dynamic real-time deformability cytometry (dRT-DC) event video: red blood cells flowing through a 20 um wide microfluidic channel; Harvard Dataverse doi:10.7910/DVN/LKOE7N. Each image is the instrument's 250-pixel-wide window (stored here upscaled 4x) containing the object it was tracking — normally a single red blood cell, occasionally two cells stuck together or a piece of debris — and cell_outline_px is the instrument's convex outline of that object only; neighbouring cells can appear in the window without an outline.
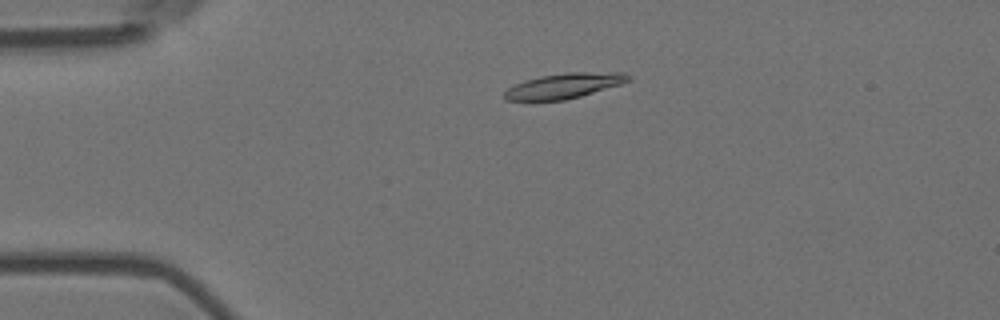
{"species": "Egyptian fruit bat (a non-hibernating species)", "species_latin": "Rousettus aegyptiacus", "temperature_condition": "room temperature", "stored_images_in_passage": 3, "camera_frame_rate_fps": 3000, "um_per_image_px": 0.085, "animal": {"sex": "female"}, "frame": {"image": 1, "passage_image": 3, "time_ms": 0.667, "image_size_px": [1000, 320], "cell_outline_px": [[632, 76], [628, 80], [620, 84], [580, 96], [564, 100], [504, 100], [504, 92], [508, 88], [524, 80], [540, 76], [568, 72], [624, 72]], "centroid_in_image_um": [47.94, 7.28], "position_along_channel_um": 37.1, "area_um2": 17.98}}